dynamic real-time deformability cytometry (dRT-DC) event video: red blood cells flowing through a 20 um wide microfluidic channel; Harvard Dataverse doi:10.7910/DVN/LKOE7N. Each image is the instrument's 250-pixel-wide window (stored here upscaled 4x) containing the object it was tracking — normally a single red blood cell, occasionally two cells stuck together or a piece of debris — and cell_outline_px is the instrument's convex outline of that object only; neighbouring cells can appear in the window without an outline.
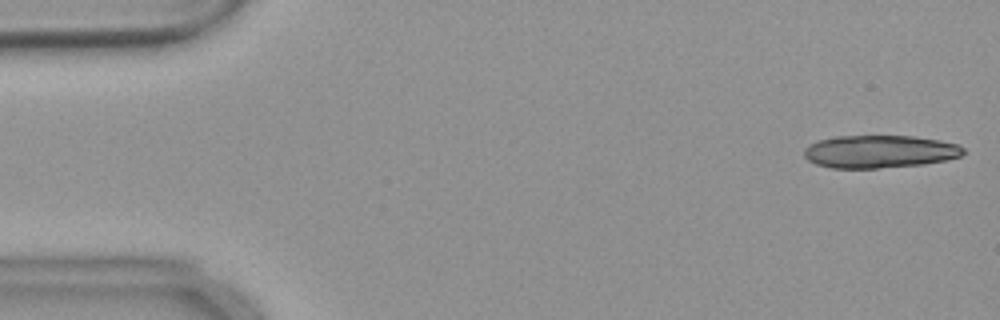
{"species": "common noctule bat (a hibernating species)", "species_latin": "Nyctalus noctula", "temperature_condition": "warm", "stored_images_in_passage": 16, "camera_frame_rate_fps": 3000, "um_per_image_px": 0.085, "animal": {"sex": "female", "body_mass_g": 18.4}, "frame": {"image": 1, "passage_image": 1, "time_ms": 0.0, "image_size_px": [1000, 320], "cell_outline_px": [[964, 152], [960, 156], [944, 160], [924, 164], [880, 168], [832, 168], [816, 164], [808, 160], [804, 156], [804, 148], [808, 144], [820, 140], [836, 136], [916, 136], [940, 140], [956, 144], [964, 148]], "centroid_in_image_um": [74.74, 12.88], "position_along_channel_um": 10.3, "area_um2": 30.4}}